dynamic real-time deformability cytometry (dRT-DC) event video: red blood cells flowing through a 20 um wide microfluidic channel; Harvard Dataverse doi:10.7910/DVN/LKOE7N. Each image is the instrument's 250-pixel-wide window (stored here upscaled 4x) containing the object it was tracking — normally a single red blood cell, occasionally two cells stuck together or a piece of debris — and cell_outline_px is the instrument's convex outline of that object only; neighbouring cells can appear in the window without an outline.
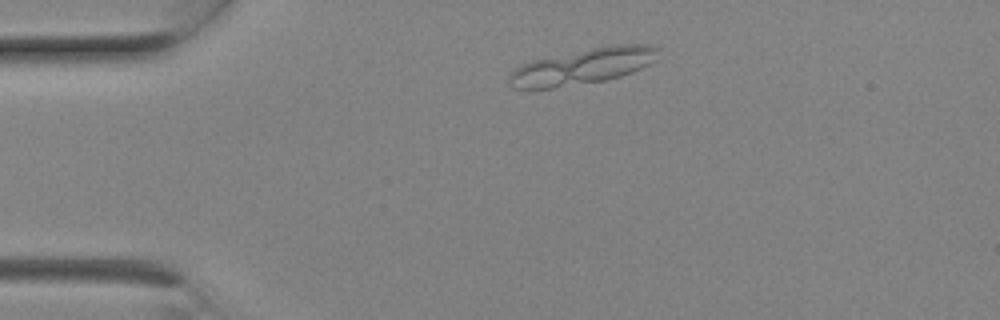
{"species": "Egyptian fruit bat (a non-hibernating species)", "species_latin": "Rousettus aegyptiacus", "temperature_condition": "room temperature", "stored_images_in_passage": 4, "camera_frame_rate_fps": 3000, "um_per_image_px": 0.085, "animal": {"sex": "female"}, "frame": {"image": 1, "passage_image": 1, "time_ms": 0.0, "image_size_px": [1000, 320], "cell_outline_px": [[660, 48], [656, 60], [632, 72], [620, 76], [604, 80], [552, 88], [512, 88], [508, 84], [508, 76], [516, 68], [532, 60], [616, 44], [652, 44]], "centroid_in_image_um": [49.57, 5.64], "position_along_channel_um": 35.4, "area_um2": 30.69}}